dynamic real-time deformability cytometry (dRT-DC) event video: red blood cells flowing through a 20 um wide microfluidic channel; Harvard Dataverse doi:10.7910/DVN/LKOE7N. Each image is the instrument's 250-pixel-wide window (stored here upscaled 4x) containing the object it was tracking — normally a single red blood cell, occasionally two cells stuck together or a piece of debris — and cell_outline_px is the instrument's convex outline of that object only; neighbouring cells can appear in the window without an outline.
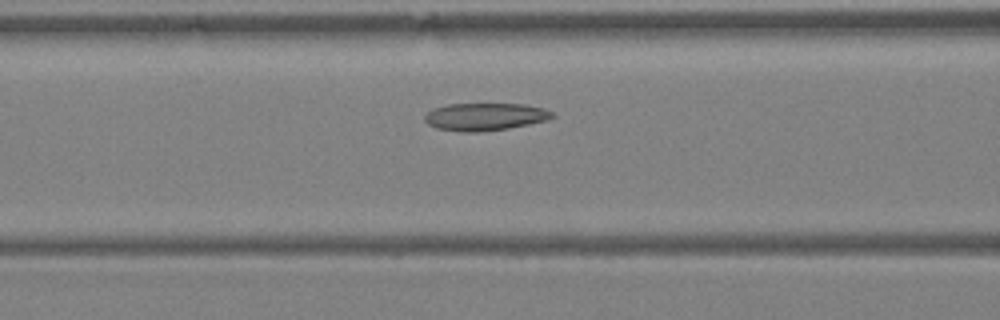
{"species": "Egyptian fruit bat (a non-hibernating species)", "species_latin": "Rousettus aegyptiacus", "temperature_condition": "warm", "stored_images_in_passage": 34, "camera_frame_rate_fps": 3000, "um_per_image_px": 0.085, "animal": {"sex": "female"}, "frame": {"image": 1, "passage_image": 11, "time_ms": 3.333, "image_size_px": [1000, 320], "cell_outline_px": [[556, 116], [548, 120], [508, 128], [480, 132], [464, 132], [436, 128], [428, 124], [424, 120], [424, 116], [432, 108], [448, 104], [524, 104], [544, 108], [556, 112]], "centroid_in_image_um": [41.25, 9.92], "position_along_channel_um": 125.3, "area_um2": 20.63}}
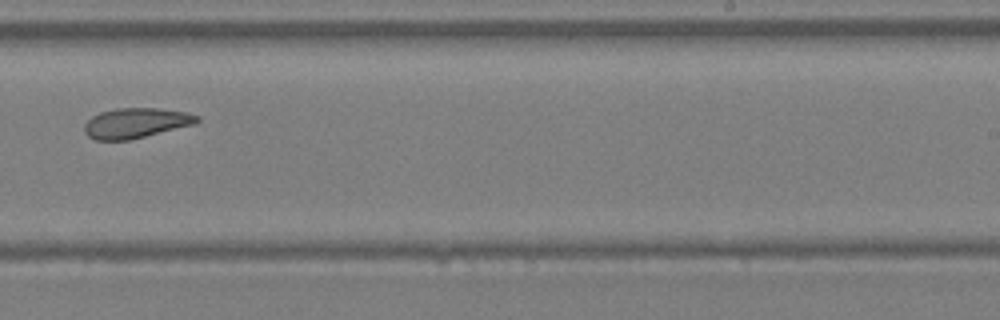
{"frame": {"image": 2, "passage_image": 20, "time_ms": 6.333, "image_size_px": [1000, 320], "cell_outline_px": [[200, 120], [196, 124], [128, 140], [96, 140], [88, 136], [84, 132], [84, 124], [92, 116], [100, 112], [116, 108], [156, 108], [188, 112], [200, 116]], "centroid_in_image_um": [11.56, 10.45], "position_along_channel_um": 277.4, "area_um2": 19.83}}
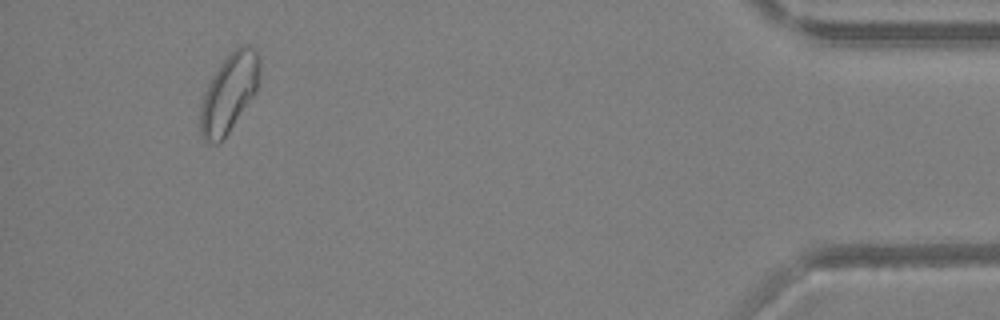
{"frame": {"image": 3, "passage_image": 32, "time_ms": 10.333, "image_size_px": [1000, 320], "cell_outline_px": [[260, 64], [256, 92], [224, 140], [216, 144], [204, 140], [200, 136], [200, 104], [204, 92], [212, 76], [220, 64], [240, 44], [248, 44], [256, 52], [260, 60]], "centroid_in_image_um": [19.45, 7.94], "position_along_channel_um": 415.7, "area_um2": 27.11}}